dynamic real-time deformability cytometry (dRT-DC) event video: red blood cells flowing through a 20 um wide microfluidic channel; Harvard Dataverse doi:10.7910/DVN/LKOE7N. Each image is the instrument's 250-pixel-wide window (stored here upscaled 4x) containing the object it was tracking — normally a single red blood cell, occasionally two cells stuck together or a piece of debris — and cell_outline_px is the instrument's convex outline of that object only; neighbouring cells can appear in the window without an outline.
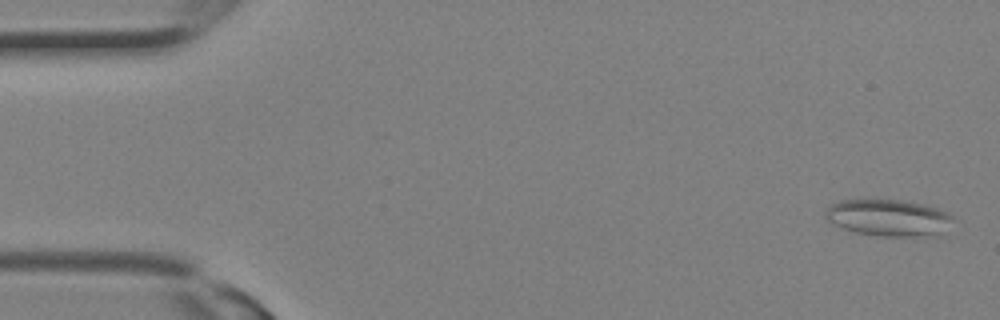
{"species": "Egyptian fruit bat (a non-hibernating species)", "species_latin": "Rousettus aegyptiacus", "temperature_condition": "room temperature", "stored_images_in_passage": 18, "camera_frame_rate_fps": 3000, "um_per_image_px": 0.085, "animal": {"sex": "female"}, "frame": {"image": 1, "passage_image": 1, "time_ms": 0.0, "image_size_px": [1000, 320], "cell_outline_px": [[952, 216], [936, 236], [876, 236], [856, 232], [832, 224], [824, 216], [824, 212], [832, 204], [840, 200], [900, 200], [924, 204], [948, 212]], "centroid_in_image_um": [75.45, 18.5], "position_along_channel_um": 9.6, "area_um2": 26.82}}
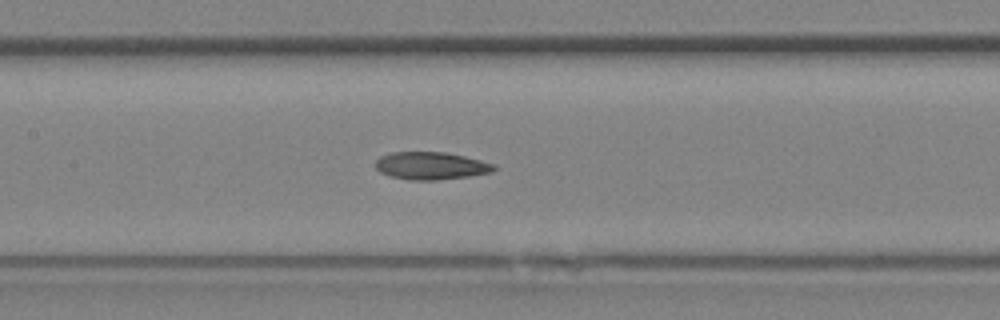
{"frame": {"image": 2, "passage_image": 14, "time_ms": 4.333, "image_size_px": [1000, 320], "cell_outline_px": [[496, 168], [492, 172], [468, 176], [436, 180], [408, 180], [392, 176], [380, 172], [376, 168], [376, 160], [380, 156], [392, 152], [444, 152], [464, 156], [496, 164]], "centroid_in_image_um": [36.63, 14.09], "position_along_channel_um": 170.8, "area_um2": 18.96}}
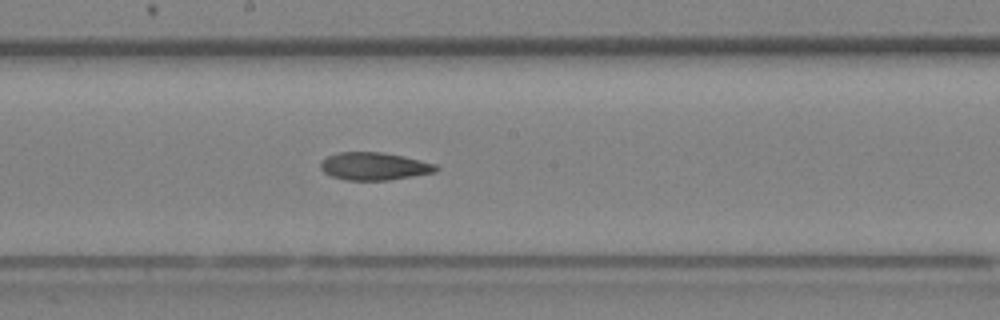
{"frame": {"image": 3, "passage_image": 16, "time_ms": 5.0, "image_size_px": [1000, 320], "cell_outline_px": [[440, 168], [436, 172], [388, 180], [348, 180], [332, 176], [324, 172], [320, 168], [320, 160], [336, 152], [384, 152], [404, 156], [436, 164]], "centroid_in_image_um": [31.8, 14.12], "position_along_channel_um": 216.4, "area_um2": 18.73}}